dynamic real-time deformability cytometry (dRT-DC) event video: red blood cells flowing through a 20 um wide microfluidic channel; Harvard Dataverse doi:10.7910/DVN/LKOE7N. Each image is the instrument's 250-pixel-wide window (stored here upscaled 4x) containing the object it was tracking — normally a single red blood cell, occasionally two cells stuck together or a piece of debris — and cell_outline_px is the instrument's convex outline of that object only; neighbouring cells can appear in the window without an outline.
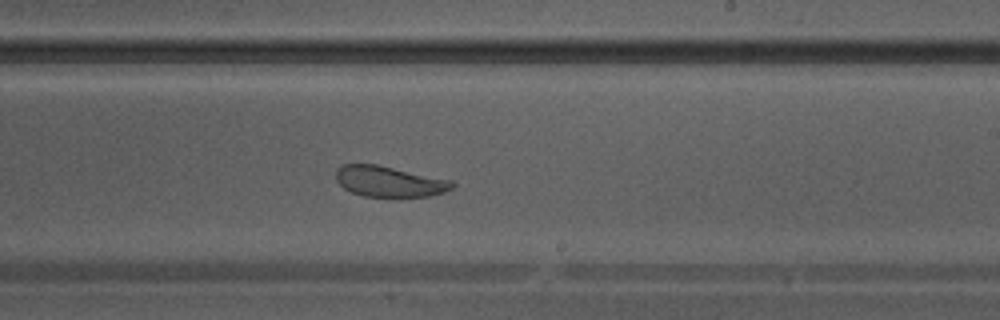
{"species": "Egyptian fruit bat (a non-hibernating species)", "species_latin": "Rousettus aegyptiacus", "temperature_condition": "warm", "stored_images_in_passage": 35, "camera_frame_rate_fps": 3000, "um_per_image_px": 0.085, "animal": {"sex": "male"}, "frame": {"image": 1, "passage_image": 20, "time_ms": 6.333, "image_size_px": [1000, 320], "cell_outline_px": [[456, 184], [452, 188], [444, 192], [428, 196], [364, 196], [352, 192], [344, 188], [336, 180], [336, 168], [344, 164], [376, 164], [452, 180]], "centroid_in_image_um": [33.08, 15.41], "position_along_channel_um": 255.9, "area_um2": 20.63}}